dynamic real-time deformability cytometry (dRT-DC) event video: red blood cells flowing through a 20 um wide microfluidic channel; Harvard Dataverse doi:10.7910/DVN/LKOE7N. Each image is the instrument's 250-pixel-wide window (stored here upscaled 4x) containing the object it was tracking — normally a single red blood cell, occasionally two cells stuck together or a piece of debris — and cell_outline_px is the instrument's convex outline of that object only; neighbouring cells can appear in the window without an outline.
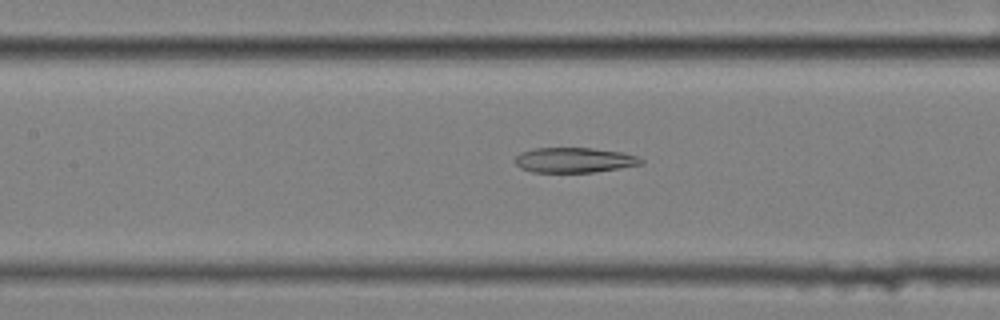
{"species": "common noctule bat (a hibernating species)", "species_latin": "Nyctalus noctula", "temperature_condition": "cold", "stored_images_in_passage": 59, "camera_frame_rate_fps": 3000, "um_per_image_px": 0.085, "animal": {"sex": "female", "body_mass_g": 25.1}, "frame": {"image": 1, "passage_image": 27, "time_ms": 8.667, "image_size_px": [1000, 320], "cell_outline_px": [[644, 164], [592, 172], [532, 172], [520, 168], [512, 160], [520, 152], [532, 148], [592, 148], [620, 152], [636, 156], [644, 160]], "centroid_in_image_um": [48.76, 13.6], "position_along_channel_um": 158.6, "area_um2": 18.44}}
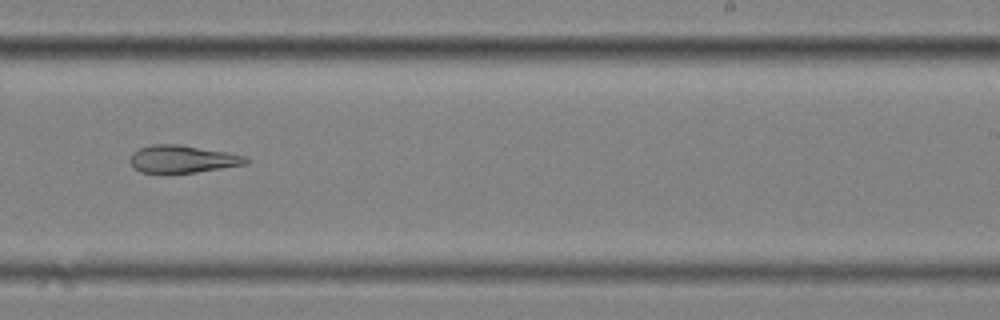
{"frame": {"image": 2, "passage_image": 37, "time_ms": 12.0, "image_size_px": [1000, 320], "cell_outline_px": [[248, 164], [196, 172], [140, 172], [128, 160], [132, 152], [140, 148], [152, 144], [176, 144], [228, 152], [248, 156]], "centroid_in_image_um": [15.54, 13.51], "position_along_channel_um": 273.5, "area_um2": 18.44}}
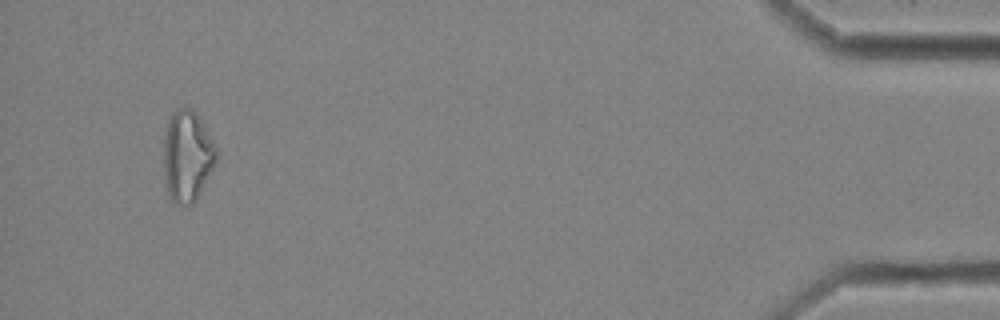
{"frame": {"image": 3, "passage_image": 56, "time_ms": 18.333, "image_size_px": [1000, 320], "cell_outline_px": [[216, 164], [196, 200], [192, 204], [172, 204], [168, 200], [164, 184], [164, 136], [168, 120], [172, 112], [180, 108], [188, 108], [196, 112], [212, 140], [216, 148]], "centroid_in_image_um": [15.88, 13.32], "position_along_channel_um": 419.3, "area_um2": 28.26}}